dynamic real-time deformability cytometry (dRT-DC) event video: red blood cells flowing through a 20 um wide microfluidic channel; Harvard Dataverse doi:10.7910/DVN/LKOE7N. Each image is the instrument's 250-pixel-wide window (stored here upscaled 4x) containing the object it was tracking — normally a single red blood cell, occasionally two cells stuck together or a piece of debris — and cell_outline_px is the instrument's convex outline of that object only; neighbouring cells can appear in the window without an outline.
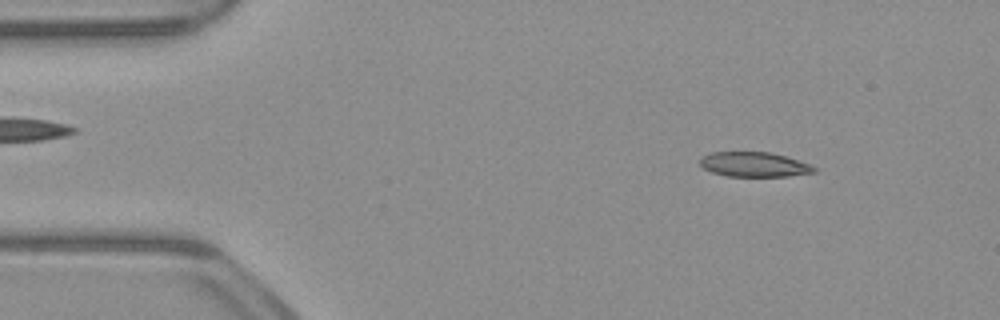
{"species": "common noctule bat (a hibernating species)", "species_latin": "Nyctalus noctula", "temperature_condition": "warm", "stored_images_in_passage": 13, "camera_frame_rate_fps": 3000, "um_per_image_px": 0.085, "animal": {"sex": "male", "body_mass_g": 23.1, "forearm_length_mm": 52.7}, "frame": {"image": 1, "passage_image": 6, "time_ms": 1.667, "image_size_px": [1000, 320], "cell_outline_px": [[816, 172], [788, 176], [728, 176], [712, 172], [704, 168], [700, 164], [700, 156], [712, 152], [772, 152], [808, 164], [816, 168]], "centroid_in_image_um": [64.06, 13.97], "position_along_channel_um": 20.9, "area_um2": 16.3}}